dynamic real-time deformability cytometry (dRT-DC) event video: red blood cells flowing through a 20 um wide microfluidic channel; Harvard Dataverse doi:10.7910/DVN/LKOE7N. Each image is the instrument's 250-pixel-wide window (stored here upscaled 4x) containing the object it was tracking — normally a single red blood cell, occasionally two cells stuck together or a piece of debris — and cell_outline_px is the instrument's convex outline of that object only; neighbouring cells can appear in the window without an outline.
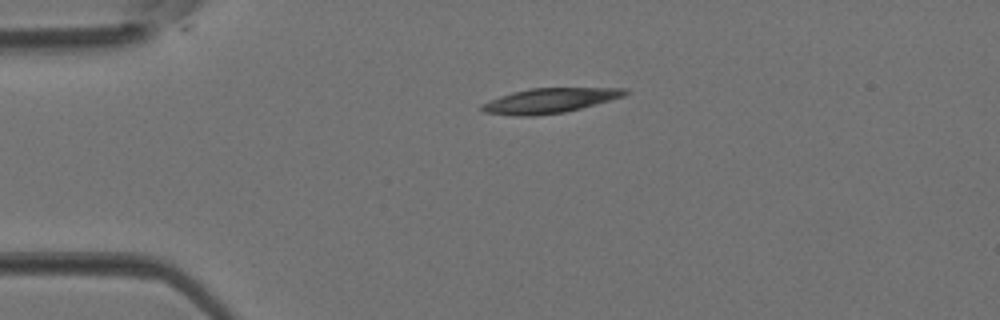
{"species": "Egyptian fruit bat (a non-hibernating species)", "species_latin": "Rousettus aegyptiacus", "temperature_condition": "room temperature", "stored_images_in_passage": 2, "camera_frame_rate_fps": 3000, "um_per_image_px": 0.085, "animal": {"sex": "female"}, "frame": {"image": 1, "passage_image": 1, "time_ms": 0.0, "image_size_px": [1000, 320], "cell_outline_px": [[628, 92], [624, 96], [580, 108], [564, 112], [532, 116], [512, 116], [484, 112], [480, 108], [480, 104], [500, 96], [512, 92], [528, 88], [628, 88]], "centroid_in_image_um": [46.67, 8.55], "position_along_channel_um": 38.3, "area_um2": 20.63}}